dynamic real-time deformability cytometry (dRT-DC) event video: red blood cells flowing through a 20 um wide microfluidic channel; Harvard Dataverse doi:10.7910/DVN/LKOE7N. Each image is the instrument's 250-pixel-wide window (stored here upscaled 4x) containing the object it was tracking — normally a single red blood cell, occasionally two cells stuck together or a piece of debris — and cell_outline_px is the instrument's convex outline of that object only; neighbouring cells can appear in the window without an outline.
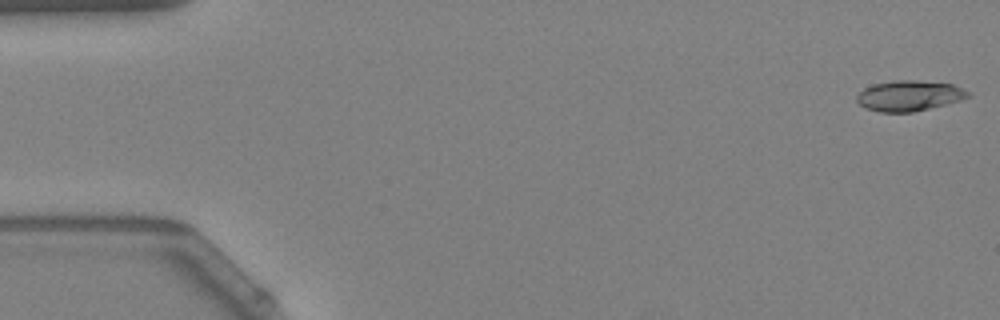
{"species": "Egyptian fruit bat (a non-hibernating species)", "species_latin": "Rousettus aegyptiacus", "temperature_condition": "warm", "stored_images_in_passage": 54, "camera_frame_rate_fps": 3000, "um_per_image_px": 0.085, "animal": {"sex": "female"}, "frame": {"image": 1, "passage_image": 1, "time_ms": 0.0, "image_size_px": [1000, 320], "cell_outline_px": [[972, 96], [960, 100], [912, 112], [880, 112], [868, 108], [860, 104], [856, 100], [856, 96], [864, 88], [872, 84], [892, 80], [916, 80], [952, 84], [968, 92]], "centroid_in_image_um": [77.25, 8.12], "position_along_channel_um": 7.7, "area_um2": 19.54}}
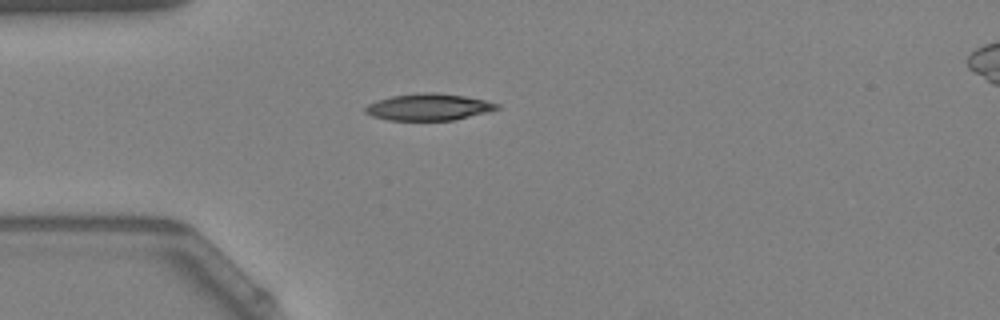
{"frame": {"image": 2, "passage_image": 15, "time_ms": 4.667, "image_size_px": [1000, 320], "cell_outline_px": [[500, 108], [488, 112], [456, 120], [388, 120], [372, 116], [364, 112], [364, 108], [368, 104], [376, 100], [392, 96], [424, 92], [436, 92], [464, 96], [484, 100], [500, 104]], "centroid_in_image_um": [36.44, 9.1], "position_along_channel_um": 48.6, "area_um2": 20.58}}
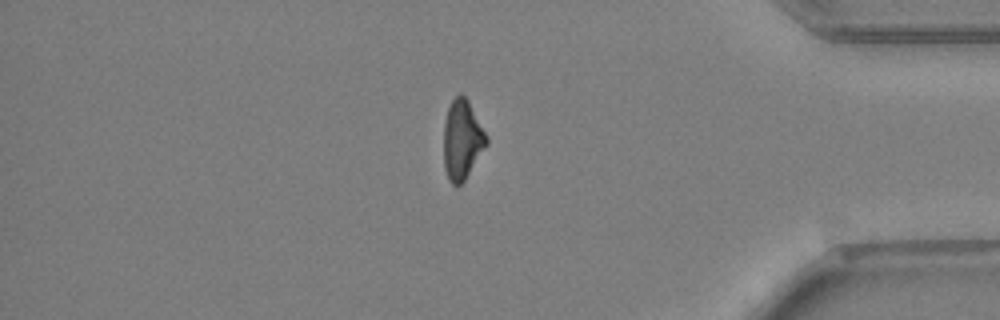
{"frame": {"image": 3, "passage_image": 46, "time_ms": 15.0, "image_size_px": [1000, 320], "cell_outline_px": [[488, 144], [464, 180], [460, 184], [452, 184], [448, 180], [444, 168], [444, 124], [448, 108], [452, 100], [460, 92], [468, 100], [488, 136]], "centroid_in_image_um": [39.29, 11.87], "position_along_channel_um": 395.9, "area_um2": 19.77}, "authors_computed_cell_mechanics": {"area_um2": 20.2011, "velocity_mm_per_s": 3.7815, "shape_relaxation_time_tau1_ms": 5.3145, "shape_relaxation_time_tau2_ms": 10.876, "deformation_change_tau1": 0.1842, "deformation_change_tau2": 0.2039}}